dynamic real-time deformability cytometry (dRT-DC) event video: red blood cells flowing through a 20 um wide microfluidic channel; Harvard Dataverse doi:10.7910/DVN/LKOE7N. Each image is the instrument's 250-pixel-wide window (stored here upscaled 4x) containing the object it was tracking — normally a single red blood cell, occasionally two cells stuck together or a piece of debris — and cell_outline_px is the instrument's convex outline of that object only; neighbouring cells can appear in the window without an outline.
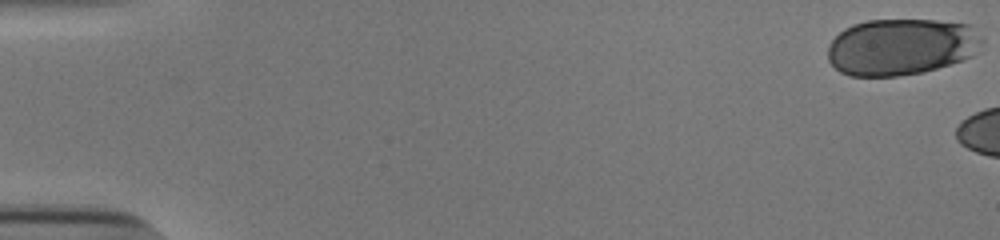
{"species": "human", "species_latin": "Homo sapiens", "temperature_condition": "cold", "stored_images_in_passage": 5, "camera_frame_rate_fps": 3000, "um_per_image_px": 0.085, "donor": {"sex": "male"}, "frame": {"image": 1, "passage_image": 1, "time_ms": 0.0, "image_size_px": [1000, 240], "cell_outline_px": [[984, 40], [972, 56], [964, 60], [924, 72], [896, 76], [848, 76], [840, 72], [828, 60], [828, 44], [844, 28], [852, 24], [868, 20], [936, 20], [972, 24], [984, 36]], "centroid_in_image_um": [76.64, 3.97], "position_along_channel_um": 8.4, "area_um2": 51.56}}